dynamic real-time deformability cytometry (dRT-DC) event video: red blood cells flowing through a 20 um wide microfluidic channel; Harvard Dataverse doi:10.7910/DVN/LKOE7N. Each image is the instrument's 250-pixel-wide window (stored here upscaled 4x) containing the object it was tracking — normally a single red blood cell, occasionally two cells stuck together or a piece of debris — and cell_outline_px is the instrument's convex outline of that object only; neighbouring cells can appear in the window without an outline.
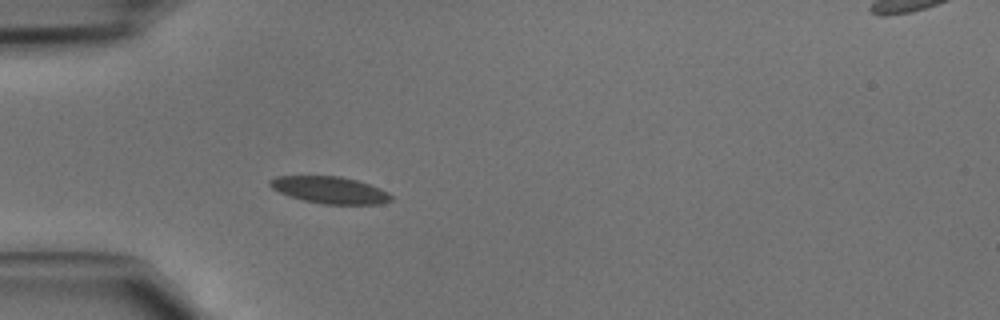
{"species": "common noctule bat (a hibernating species)", "species_latin": "Nyctalus noctula", "temperature_condition": "cold", "stored_images_in_passage": 33, "camera_frame_rate_fps": 3000, "um_per_image_px": 0.085, "animal": {"sex": "male", "body_mass_g": 15.6}, "frame": {"image": 1, "passage_image": 1, "time_ms": 0.0, "image_size_px": [1000, 320], "cell_outline_px": [[392, 200], [380, 204], [324, 204], [304, 200], [288, 196], [272, 188], [268, 184], [268, 180], [276, 176], [340, 176], [356, 180], [368, 184], [388, 192], [392, 196]], "centroid_in_image_um": [28.01, 16.15], "position_along_channel_um": 57.0, "area_um2": 18.9}}
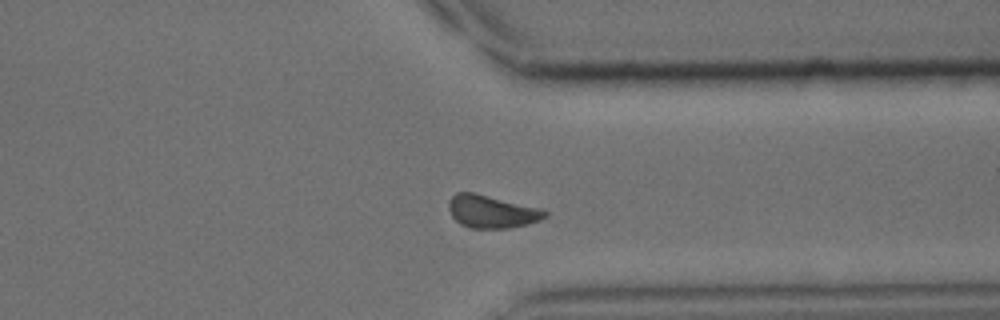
{"frame": {"image": 2, "passage_image": 23, "time_ms": 7.333, "image_size_px": [1000, 320], "cell_outline_px": [[548, 216], [540, 220], [508, 228], [468, 228], [460, 224], [452, 216], [448, 208], [448, 200], [456, 192], [472, 192], [540, 208], [548, 212]], "centroid_in_image_um": [41.76, 17.98], "position_along_channel_um": 369.6, "area_um2": 18.26}}
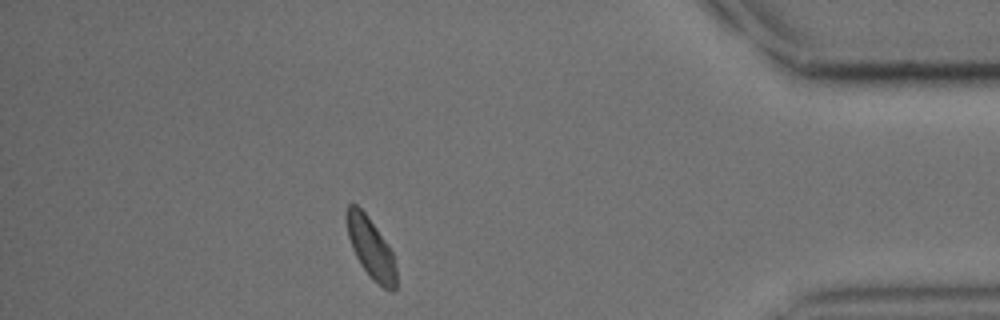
{"frame": {"image": 3, "passage_image": 28, "time_ms": 9.0, "image_size_px": [1000, 320], "cell_outline_px": [[396, 288], [392, 292], [384, 288], [372, 280], [368, 276], [360, 264], [352, 248], [348, 236], [344, 220], [344, 216], [348, 204], [356, 204], [364, 212], [388, 244], [392, 252], [396, 268]], "centroid_in_image_um": [31.49, 21.09], "position_along_channel_um": 403.7, "area_um2": 17.69}}